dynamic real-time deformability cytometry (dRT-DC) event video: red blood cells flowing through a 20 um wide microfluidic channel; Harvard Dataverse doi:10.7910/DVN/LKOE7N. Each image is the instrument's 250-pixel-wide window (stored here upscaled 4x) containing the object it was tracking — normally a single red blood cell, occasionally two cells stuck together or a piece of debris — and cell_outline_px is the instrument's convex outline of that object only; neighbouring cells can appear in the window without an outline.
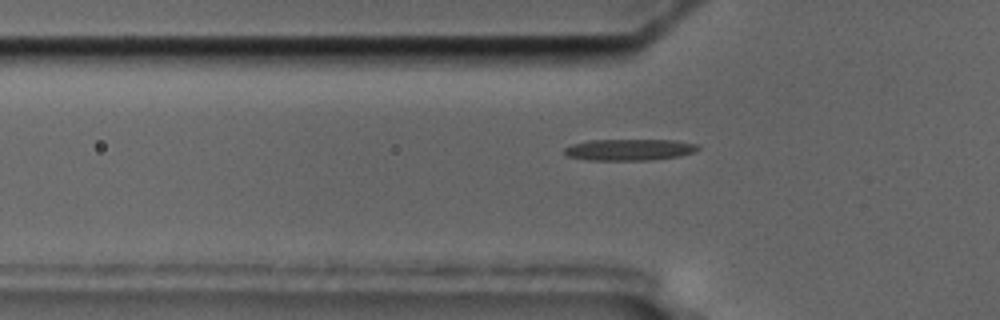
{"species": "common noctule bat (a hibernating species)", "species_latin": "Nyctalus noctula", "temperature_condition": "cold", "stored_images_in_passage": 43, "camera_frame_rate_fps": 3000, "um_per_image_px": 0.085, "animal": {"sex": "male", "body_mass_g": 17.5, "forearm_length_mm": 52.3}, "frame": {"image": 1, "passage_image": 11, "time_ms": 3.333, "image_size_px": [1000, 320], "cell_outline_px": [[700, 148], [692, 152], [680, 156], [652, 160], [588, 160], [568, 156], [564, 152], [564, 148], [572, 144], [588, 140], [676, 140], [700, 144]], "centroid_in_image_um": [53.52, 12.72], "position_along_channel_um": 72.3, "area_um2": 16.76}}
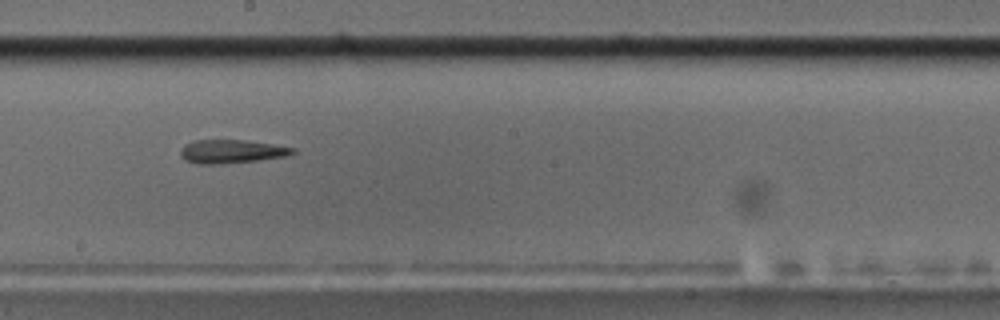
{"frame": {"image": 2, "passage_image": 24, "time_ms": 7.667, "image_size_px": [1000, 320], "cell_outline_px": [[296, 152], [288, 156], [256, 160], [220, 164], [196, 164], [184, 160], [180, 156], [180, 148], [184, 144], [196, 140], [244, 140], [272, 144], [296, 148]], "centroid_in_image_um": [19.65, 12.87], "position_along_channel_um": 228.6, "area_um2": 15.49}}
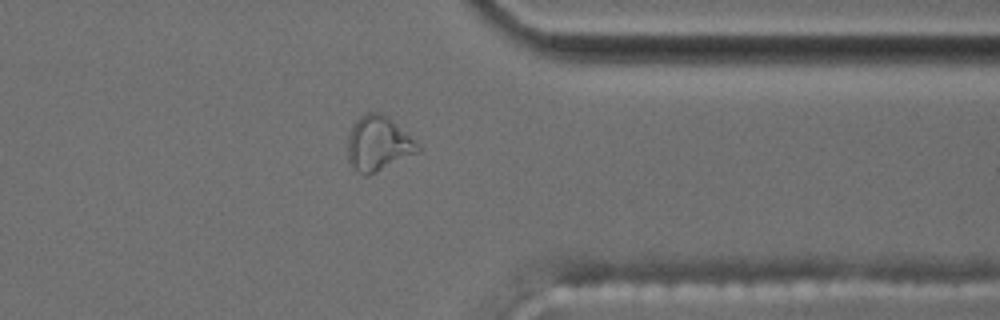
{"frame": {"image": 3, "passage_image": 37, "time_ms": 12.0, "image_size_px": [1000, 320], "cell_outline_px": [[420, 152], [368, 176], [364, 176], [348, 160], [348, 136], [356, 120], [360, 116], [368, 112], [380, 112], [388, 116], [416, 140], [420, 144]], "centroid_in_image_um": [32.19, 12.2], "position_along_channel_um": 379.2, "area_um2": 22.43}}